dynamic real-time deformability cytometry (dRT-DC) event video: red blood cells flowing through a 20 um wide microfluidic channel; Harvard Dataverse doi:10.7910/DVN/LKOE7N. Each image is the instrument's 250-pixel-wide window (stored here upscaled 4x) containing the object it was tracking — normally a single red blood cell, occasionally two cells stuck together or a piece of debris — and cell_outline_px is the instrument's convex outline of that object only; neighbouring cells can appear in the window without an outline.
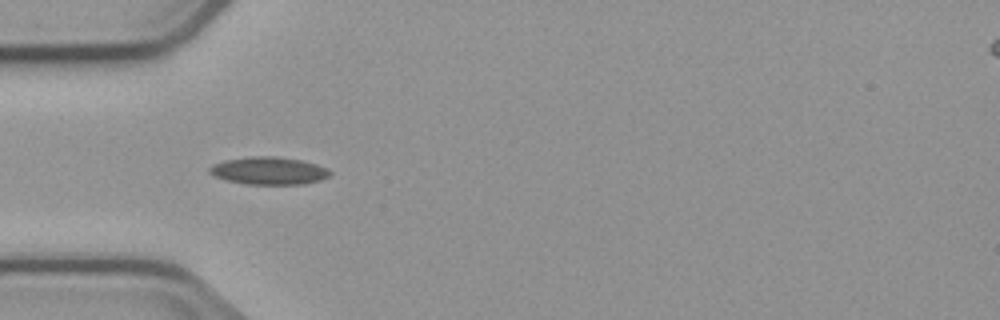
{"species": "common noctule bat (a hibernating species)", "species_latin": "Nyctalus noctula", "temperature_condition": "cold", "stored_images_in_passage": 3, "camera_frame_rate_fps": 3000, "um_per_image_px": 0.085, "animal": {"sex": "male", "body_mass_g": 23.1, "forearm_length_mm": 52.7}, "frame": {"image": 1, "passage_image": 1, "time_ms": 0.0, "image_size_px": [1000, 320], "cell_outline_px": [[332, 172], [328, 176], [320, 180], [300, 184], [244, 184], [224, 180], [208, 172], [208, 168], [212, 164], [224, 160], [252, 156], [276, 156], [300, 160], [316, 164], [328, 168]], "centroid_in_image_um": [22.81, 14.51], "position_along_channel_um": 62.2, "area_um2": 19.42}}
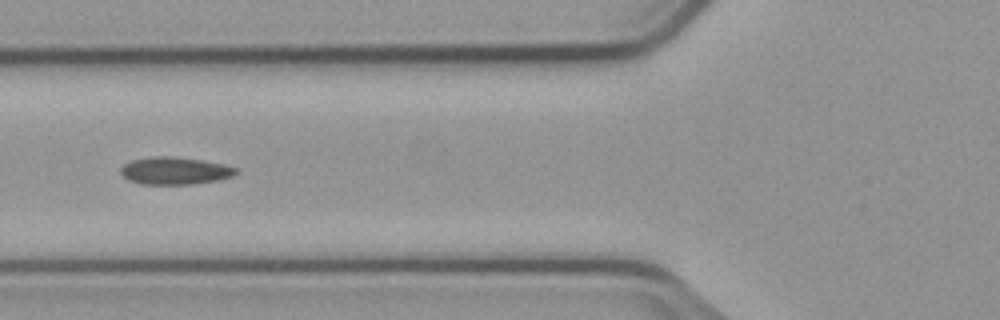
{"frame": {"image": 2, "passage_image": 2, "time_ms": 1.333, "image_size_px": [1000, 320], "cell_outline_px": [[240, 172], [232, 176], [216, 180], [192, 184], [140, 184], [128, 180], [120, 172], [120, 168], [124, 164], [132, 160], [156, 156], [172, 156], [200, 160], [224, 164], [236, 168]], "centroid_in_image_um": [14.85, 14.51], "position_along_channel_um": 110.9, "area_um2": 18.32}}
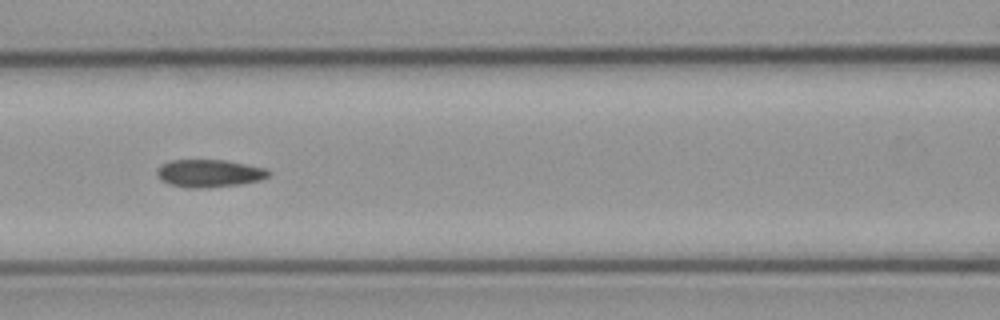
{"frame": {"image": 3, "passage_image": 3, "time_ms": 2.333, "image_size_px": [1000, 320], "cell_outline_px": [[272, 172], [268, 176], [260, 180], [240, 184], [208, 188], [188, 188], [168, 184], [160, 180], [156, 176], [156, 168], [160, 164], [172, 160], [224, 160], [264, 168]], "centroid_in_image_um": [17.72, 14.74], "position_along_channel_um": 148.9, "area_um2": 18.15}}